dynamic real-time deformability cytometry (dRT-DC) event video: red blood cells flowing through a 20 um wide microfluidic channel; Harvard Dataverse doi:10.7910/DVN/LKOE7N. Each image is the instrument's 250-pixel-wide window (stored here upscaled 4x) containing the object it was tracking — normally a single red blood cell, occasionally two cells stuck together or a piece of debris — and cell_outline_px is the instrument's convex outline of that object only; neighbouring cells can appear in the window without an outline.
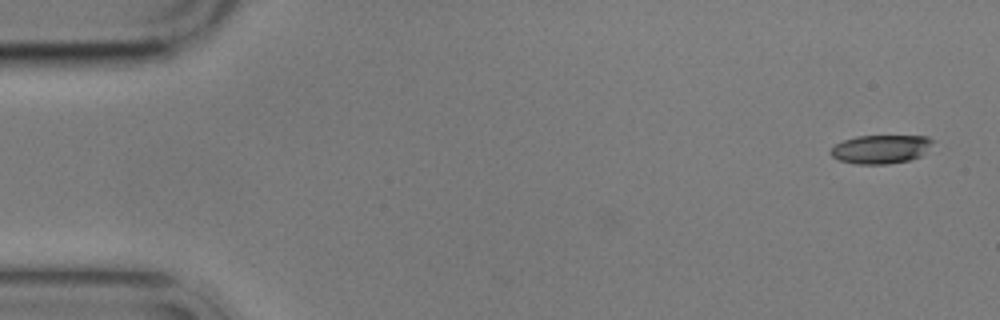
{"species": "common noctule bat (a hibernating species)", "species_latin": "Nyctalus noctula", "temperature_condition": "cold", "stored_images_in_passage": 6, "camera_frame_rate_fps": 3000, "um_per_image_px": 0.085, "animal": {"sex": "male", "body_mass_g": 17.9}, "frame": {"image": 1, "passage_image": 1, "time_ms": 0.0, "image_size_px": [1000, 320], "cell_outline_px": [[936, 140], [920, 156], [908, 160], [888, 164], [856, 164], [840, 160], [832, 156], [828, 152], [836, 144], [844, 140], [856, 136], [928, 136]], "centroid_in_image_um": [74.87, 12.67], "position_along_channel_um": 10.1, "area_um2": 16.99}}
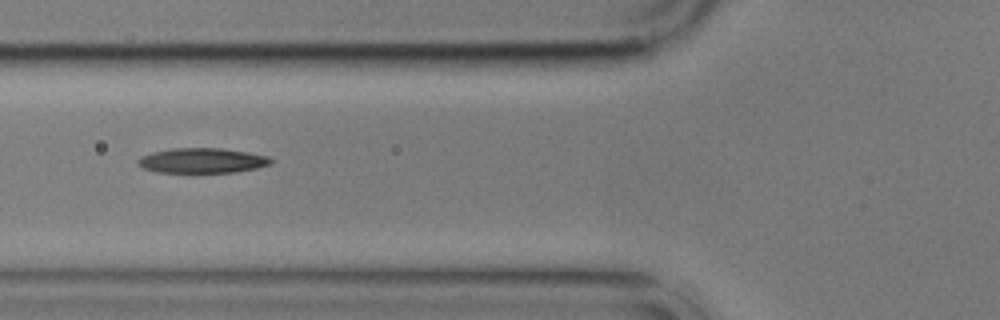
{"frame": {"image": 2, "passage_image": 4, "time_ms": 6.333, "image_size_px": [1000, 320], "cell_outline_px": [[272, 164], [256, 168], [236, 172], [156, 172], [144, 168], [136, 164], [136, 160], [152, 152], [172, 148], [220, 148], [248, 152], [268, 156], [272, 160]], "centroid_in_image_um": [17.19, 13.64], "position_along_channel_um": 108.6, "area_um2": 19.31}}
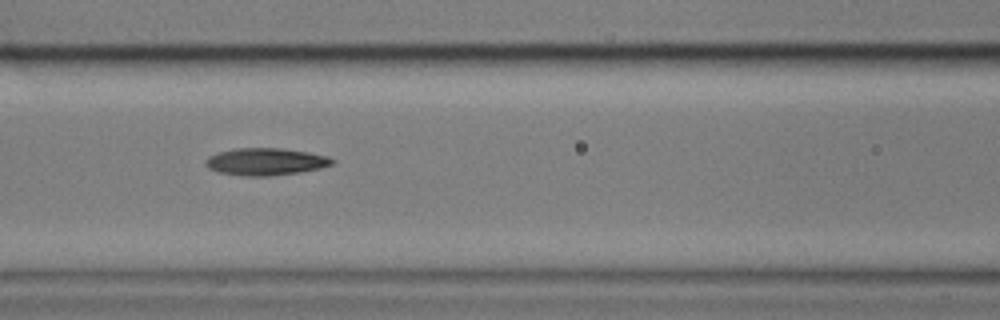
{"frame": {"image": 3, "passage_image": 5, "time_ms": 7.333, "image_size_px": [1000, 320], "cell_outline_px": [[336, 160], [332, 164], [320, 168], [300, 172], [268, 176], [244, 176], [220, 172], [208, 168], [204, 164], [204, 160], [208, 156], [232, 148], [280, 148], [308, 152], [328, 156]], "centroid_in_image_um": [22.57, 13.73], "position_along_channel_um": 144.0, "area_um2": 20.11}}